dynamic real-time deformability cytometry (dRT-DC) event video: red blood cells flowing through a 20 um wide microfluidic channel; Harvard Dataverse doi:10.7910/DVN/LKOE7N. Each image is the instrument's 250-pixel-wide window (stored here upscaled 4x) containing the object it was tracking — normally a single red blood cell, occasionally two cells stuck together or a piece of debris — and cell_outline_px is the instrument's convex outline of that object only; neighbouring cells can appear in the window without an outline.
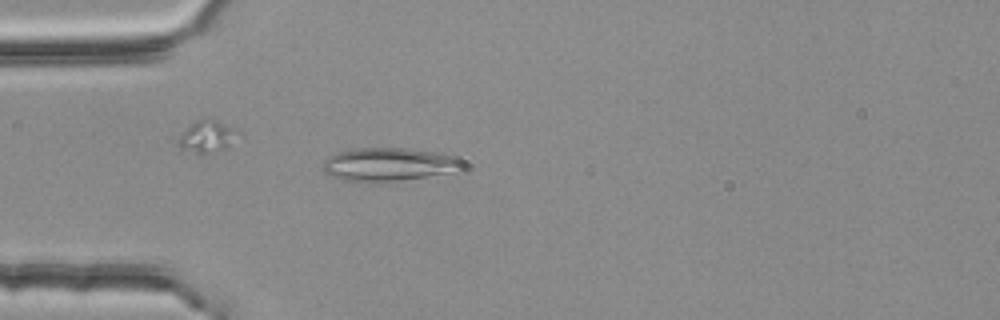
{"species": "common noctule bat (a hibernating species)", "species_latin": "Nyctalus noctula", "temperature_condition": "room temperature", "stored_images_in_passage": 2, "camera_frame_rate_fps": 3000, "um_per_image_px": 0.085, "animal": {"sex": "female", "body_mass_g": 25.1}, "frame": {"image": 1, "passage_image": 2, "time_ms": 0.333, "image_size_px": [1000, 320], "cell_outline_px": [[468, 164], [464, 172], [456, 176], [396, 180], [340, 180], [324, 172], [324, 160], [328, 156], [336, 152], [356, 148], [408, 148], [444, 152]], "centroid_in_image_um": [33.3, 13.97], "position_along_channel_um": 51.7, "area_um2": 28.09}}